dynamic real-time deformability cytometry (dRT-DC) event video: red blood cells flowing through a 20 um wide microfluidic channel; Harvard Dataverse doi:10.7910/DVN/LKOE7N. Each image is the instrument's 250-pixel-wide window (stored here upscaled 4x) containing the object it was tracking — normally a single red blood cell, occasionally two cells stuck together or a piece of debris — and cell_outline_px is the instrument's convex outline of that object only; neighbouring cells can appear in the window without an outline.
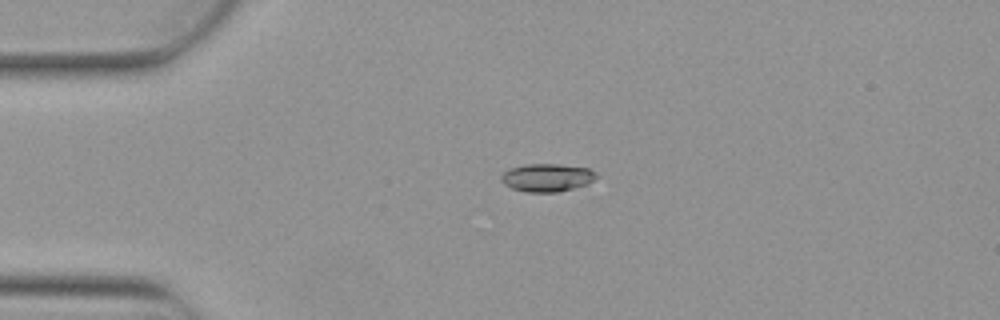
{"species": "Egyptian fruit bat (a non-hibernating species)", "species_latin": "Rousettus aegyptiacus", "temperature_condition": "warm", "stored_images_in_passage": 3, "camera_frame_rate_fps": 3000, "um_per_image_px": 0.085, "animal": {"sex": "female"}, "frame": {"image": 1, "passage_image": 1, "time_ms": 0.0, "image_size_px": [1000, 320], "cell_outline_px": [[596, 176], [588, 184], [556, 192], [524, 192], [512, 188], [504, 184], [500, 180], [500, 176], [504, 172], [512, 168], [524, 164], [560, 164], [588, 168]], "centroid_in_image_um": [46.44, 15.1], "position_along_channel_um": 38.6, "area_um2": 15.32}}
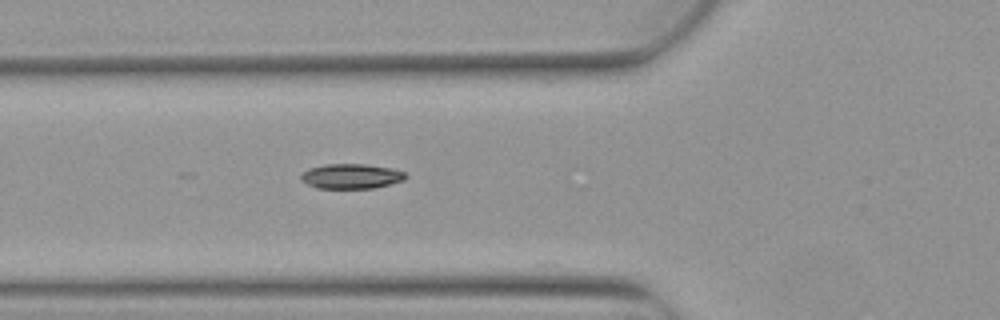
{"frame": {"image": 2, "passage_image": 3, "time_ms": 0.667, "image_size_px": [1000, 320], "cell_outline_px": [[408, 176], [404, 180], [372, 188], [316, 188], [300, 180], [300, 176], [308, 168], [324, 164], [364, 164], [392, 168], [404, 172]], "centroid_in_image_um": [29.83, 14.97], "position_along_channel_um": 96.0, "area_um2": 15.14}}